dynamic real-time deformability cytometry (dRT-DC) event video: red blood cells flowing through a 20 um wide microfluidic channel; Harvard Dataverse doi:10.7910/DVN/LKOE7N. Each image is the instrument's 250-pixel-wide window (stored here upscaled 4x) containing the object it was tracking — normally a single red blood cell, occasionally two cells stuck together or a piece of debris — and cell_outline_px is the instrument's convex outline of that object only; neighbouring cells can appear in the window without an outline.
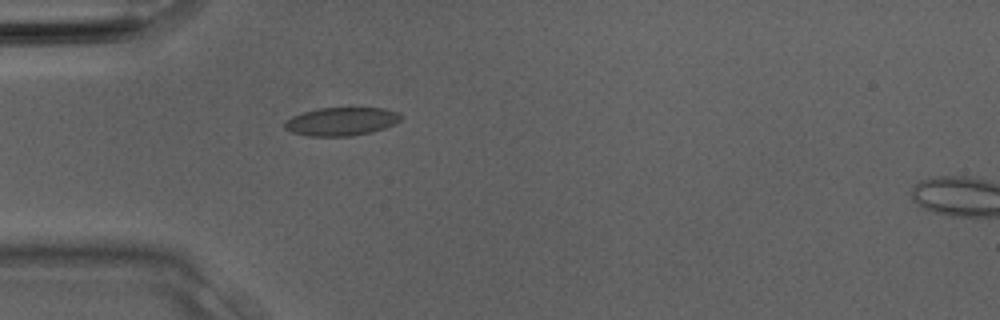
{"species": "Egyptian fruit bat (a non-hibernating species)", "species_latin": "Rousettus aegyptiacus", "temperature_condition": "room temperature", "stored_images_in_passage": 3, "camera_frame_rate_fps": 3000, "um_per_image_px": 0.085, "animal": {"sex": "male"}, "frame": {"image": 1, "passage_image": 2, "time_ms": 0.333, "image_size_px": [1000, 320], "cell_outline_px": [[404, 116], [396, 124], [372, 132], [352, 136], [308, 136], [292, 132], [284, 128], [284, 124], [292, 116], [316, 108], [384, 108], [396, 112]], "centroid_in_image_um": [29.04, 10.33], "position_along_channel_um": 56.0, "area_um2": 19.19}}